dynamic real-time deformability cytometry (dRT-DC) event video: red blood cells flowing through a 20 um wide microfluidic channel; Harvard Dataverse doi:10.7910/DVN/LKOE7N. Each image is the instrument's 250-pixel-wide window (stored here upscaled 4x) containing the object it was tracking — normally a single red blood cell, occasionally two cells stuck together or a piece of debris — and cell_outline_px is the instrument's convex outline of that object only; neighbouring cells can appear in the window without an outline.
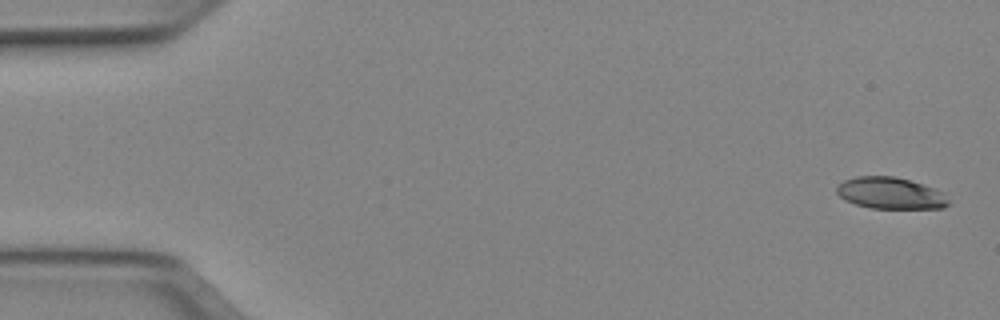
{"species": "Egyptian fruit bat (a non-hibernating species)", "species_latin": "Rousettus aegyptiacus", "temperature_condition": "cold", "stored_images_in_passage": 6, "camera_frame_rate_fps": 3000, "um_per_image_px": 0.085, "animal": {"sex": "female"}, "frame": {"image": 1, "passage_image": 1, "time_ms": 0.0, "image_size_px": [1000, 320], "cell_outline_px": [[952, 204], [944, 208], [868, 208], [844, 200], [836, 192], [836, 188], [844, 180], [856, 176], [896, 176], [924, 184], [936, 188], [944, 192]], "centroid_in_image_um": [75.74, 16.42], "position_along_channel_um": 9.3, "area_um2": 20.92}}
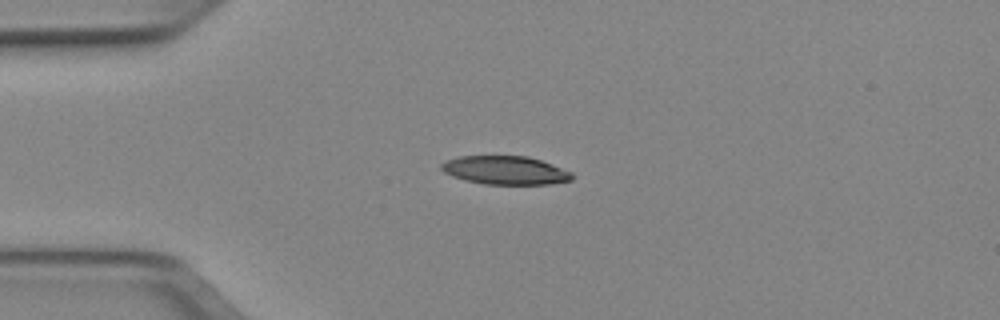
{"frame": {"image": 2, "passage_image": 4, "time_ms": 1.0, "image_size_px": [1000, 320], "cell_outline_px": [[576, 176], [572, 180], [548, 184], [484, 184], [464, 180], [452, 176], [444, 172], [440, 168], [440, 164], [444, 160], [460, 156], [528, 156], [552, 164], [572, 172]], "centroid_in_image_um": [42.94, 14.47], "position_along_channel_um": 42.1, "area_um2": 21.85}}
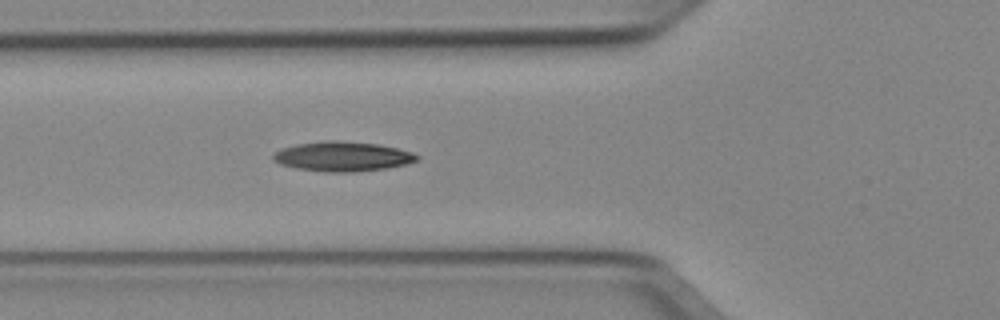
{"frame": {"image": 3, "passage_image": 6, "time_ms": 1.667, "image_size_px": [1000, 320], "cell_outline_px": [[420, 156], [416, 160], [408, 164], [384, 168], [352, 172], [324, 172], [296, 168], [280, 164], [272, 160], [272, 156], [276, 152], [284, 148], [296, 144], [324, 140], [336, 140], [376, 144], [396, 148], [412, 152]], "centroid_in_image_um": [29.09, 13.3], "position_along_channel_um": 96.7, "area_um2": 24.74}}